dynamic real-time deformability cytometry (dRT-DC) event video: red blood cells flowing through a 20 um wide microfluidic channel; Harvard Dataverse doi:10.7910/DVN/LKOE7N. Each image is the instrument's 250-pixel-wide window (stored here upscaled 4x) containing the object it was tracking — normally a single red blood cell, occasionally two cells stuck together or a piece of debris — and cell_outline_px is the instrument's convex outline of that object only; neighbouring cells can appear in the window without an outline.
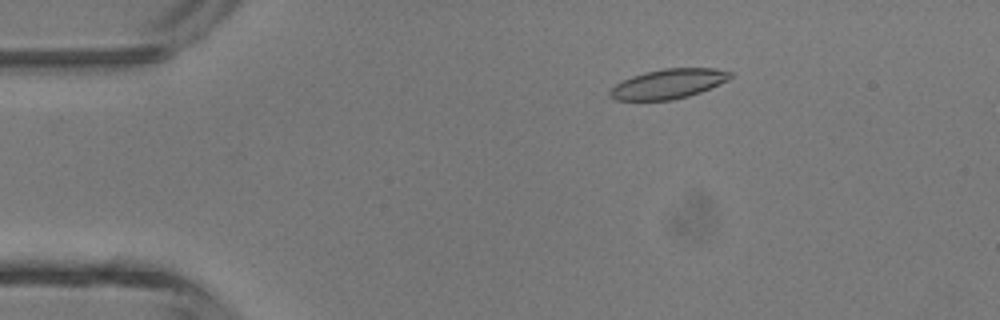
{"species": "common noctule bat (a hibernating species)", "species_latin": "Nyctalus noctula", "temperature_condition": "room temperature", "stored_images_in_passage": 5, "camera_frame_rate_fps": 3000, "um_per_image_px": 0.085, "animal": {"sex": "male", "body_mass_g": 13.3}, "frame": {"image": 1, "passage_image": 3, "time_ms": 2.333, "image_size_px": [1000, 320], "cell_outline_px": [[732, 76], [728, 80], [700, 92], [688, 96], [672, 100], [616, 100], [608, 96], [608, 92], [616, 84], [632, 76], [644, 72], [664, 68], [716, 68], [732, 72]], "centroid_in_image_um": [56.8, 7.12], "position_along_channel_um": 28.2, "area_um2": 20.75}}
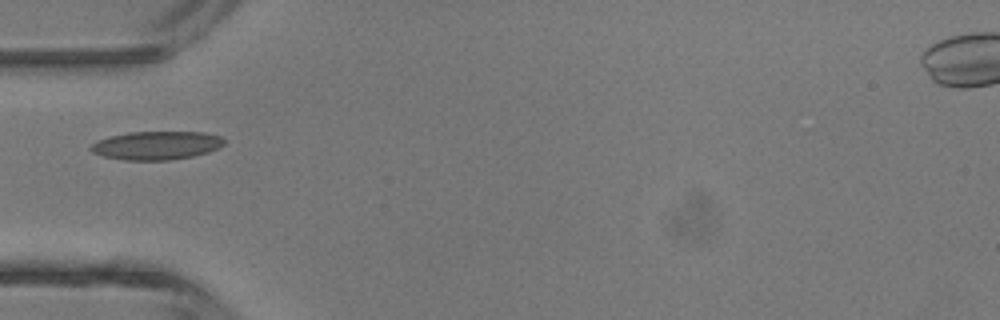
{"frame": {"image": 2, "passage_image": 5, "time_ms": 4.667, "image_size_px": [1000, 320], "cell_outline_px": [[224, 144], [220, 148], [208, 152], [192, 156], [168, 160], [124, 160], [104, 156], [92, 152], [88, 148], [96, 140], [128, 132], [204, 132], [220, 136], [224, 140]], "centroid_in_image_um": [13.3, 12.36], "position_along_channel_um": 71.7, "area_um2": 22.08}}